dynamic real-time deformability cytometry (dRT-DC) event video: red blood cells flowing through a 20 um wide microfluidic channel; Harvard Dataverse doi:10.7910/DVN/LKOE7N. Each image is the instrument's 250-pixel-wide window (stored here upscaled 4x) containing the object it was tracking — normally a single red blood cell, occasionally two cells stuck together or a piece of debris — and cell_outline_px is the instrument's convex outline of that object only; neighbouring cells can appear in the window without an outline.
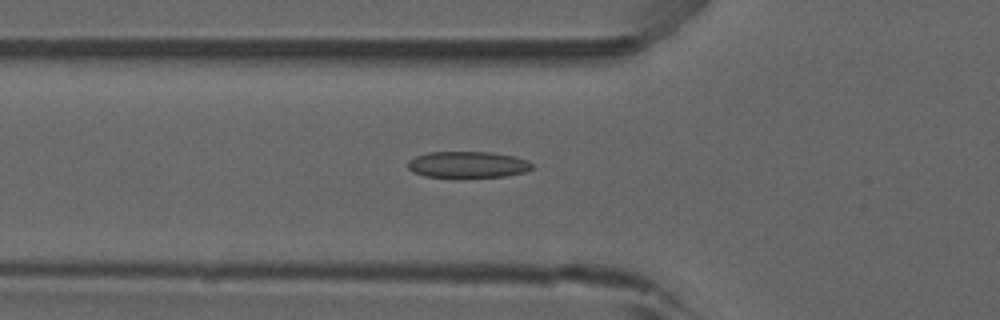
{"species": "common noctule bat (a hibernating species)", "species_latin": "Nyctalus noctula", "temperature_condition": "room temperature", "stored_images_in_passage": 39, "camera_frame_rate_fps": 3000, "um_per_image_px": 0.085, "animal": {"sex": "male", "forearm_length_mm": 52.5}, "frame": {"image": 1, "passage_image": 17, "time_ms": 5.333, "image_size_px": [1000, 320], "cell_outline_px": [[532, 168], [524, 172], [504, 176], [460, 180], [424, 176], [412, 172], [408, 168], [408, 160], [416, 156], [428, 152], [492, 152], [516, 156], [528, 160], [532, 164]], "centroid_in_image_um": [39.73, 14.03], "position_along_channel_um": 86.1, "area_um2": 20.0}, "authors_computed_cell_mechanics": {"area_um2": 19.363, "velocity_mm_per_s": 3.9289, "shape_relaxation_time_tau1_ms": null, "shape_relaxation_time_tau2_ms": 5.46, "deformation_change_tau1": null, "deformation_change_tau2": 0.1459}}